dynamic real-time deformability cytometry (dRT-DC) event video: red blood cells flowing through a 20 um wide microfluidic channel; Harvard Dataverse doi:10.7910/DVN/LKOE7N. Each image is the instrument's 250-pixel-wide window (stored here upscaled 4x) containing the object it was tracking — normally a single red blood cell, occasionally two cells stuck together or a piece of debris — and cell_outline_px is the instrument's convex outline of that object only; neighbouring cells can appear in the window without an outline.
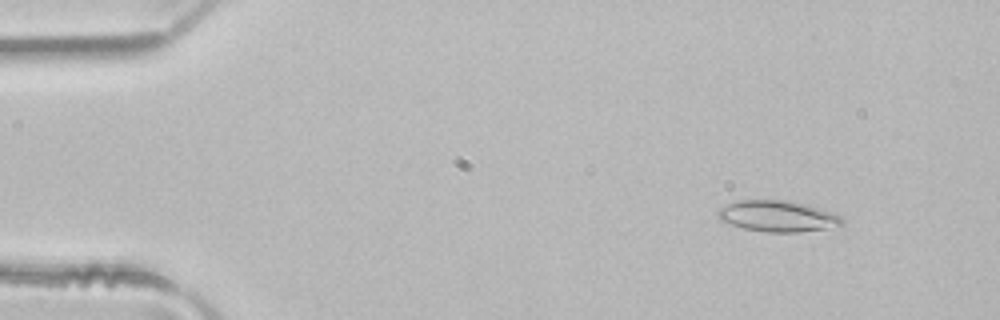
{"species": "common noctule bat (a hibernating species)", "species_latin": "Nyctalus noctula", "temperature_condition": "room temperature", "stored_images_in_passage": 49, "camera_frame_rate_fps": 3000, "um_per_image_px": 0.085, "animal": {"sex": "male", "body_mass_g": 21.5, "forearm_length_mm": 52.0}, "frame": {"image": 1, "passage_image": 5, "time_ms": 1.333, "image_size_px": [1000, 320], "cell_outline_px": [[844, 224], [828, 228], [800, 232], [764, 232], [744, 228], [720, 220], [716, 216], [716, 212], [720, 208], [736, 200], [788, 200], [808, 204], [840, 216], [844, 220]], "centroid_in_image_um": [66.09, 18.37], "position_along_channel_um": 18.9, "area_um2": 22.54}}
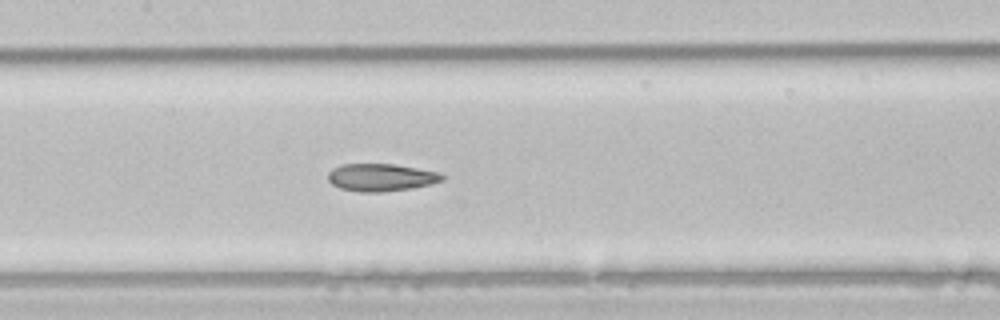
{"frame": {"image": 2, "passage_image": 23, "time_ms": 7.333, "image_size_px": [1000, 320], "cell_outline_px": [[444, 180], [432, 184], [412, 188], [384, 192], [360, 192], [340, 188], [332, 184], [328, 180], [328, 172], [332, 168], [344, 164], [392, 164], [440, 172], [444, 176]], "centroid_in_image_um": [32.39, 15.08], "position_along_channel_um": 175.0, "area_um2": 18.38}}
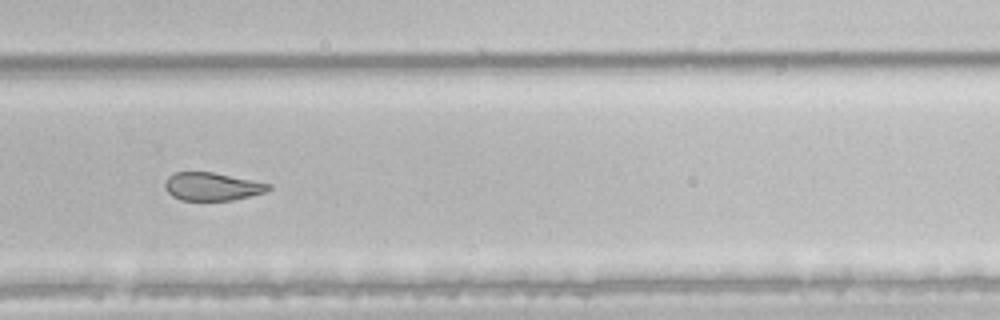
{"frame": {"image": 3, "passage_image": 33, "time_ms": 10.667, "image_size_px": [1000, 320], "cell_outline_px": [[272, 188], [264, 192], [232, 200], [180, 200], [172, 196], [168, 192], [164, 184], [168, 176], [176, 172], [212, 172], [272, 184]], "centroid_in_image_um": [18.02, 15.85], "position_along_channel_um": 311.8, "area_um2": 16.76}, "authors_computed_cell_mechanics": {"area_um2": 20.6924, "velocity_mm_per_s": 4.1279, "shape_relaxation_time_tau1_ms": 6.4647, "shape_relaxation_time_tau2_ms": 2.9997, "deformation_change_tau1": 0.161, "deformation_change_tau2": 0.1074}}